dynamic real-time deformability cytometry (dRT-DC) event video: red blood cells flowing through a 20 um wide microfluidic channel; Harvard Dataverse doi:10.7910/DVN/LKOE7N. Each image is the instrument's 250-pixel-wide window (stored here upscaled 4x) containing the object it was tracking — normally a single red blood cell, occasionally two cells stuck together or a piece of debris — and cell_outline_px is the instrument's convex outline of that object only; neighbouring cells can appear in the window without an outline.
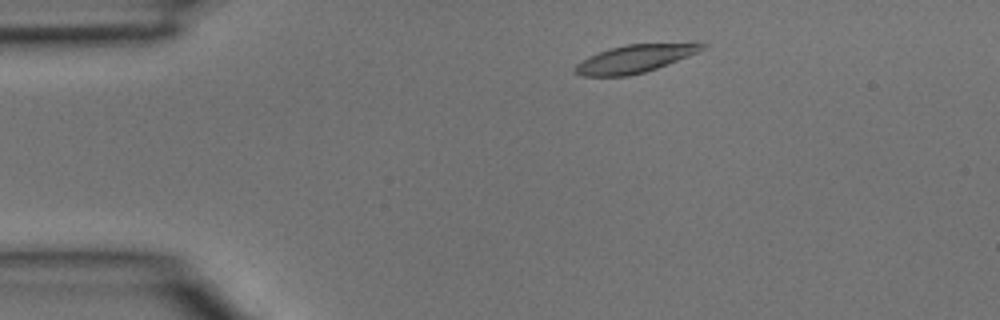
{"species": "common noctule bat (a hibernating species)", "species_latin": "Nyctalus noctula", "temperature_condition": "room temperature", "stored_images_in_passage": 2, "camera_frame_rate_fps": 3000, "um_per_image_px": 0.085, "animal": {"sex": "male", "body_mass_g": 15.6}, "frame": {"image": 1, "passage_image": 1, "time_ms": 0.0, "image_size_px": [1000, 320], "cell_outline_px": [[708, 44], [704, 48], [696, 52], [668, 64], [644, 72], [628, 76], [580, 76], [572, 72], [572, 68], [576, 64], [588, 56], [612, 48], [628, 44]], "centroid_in_image_um": [53.82, 5.03], "position_along_channel_um": 31.2, "area_um2": 20.06}}